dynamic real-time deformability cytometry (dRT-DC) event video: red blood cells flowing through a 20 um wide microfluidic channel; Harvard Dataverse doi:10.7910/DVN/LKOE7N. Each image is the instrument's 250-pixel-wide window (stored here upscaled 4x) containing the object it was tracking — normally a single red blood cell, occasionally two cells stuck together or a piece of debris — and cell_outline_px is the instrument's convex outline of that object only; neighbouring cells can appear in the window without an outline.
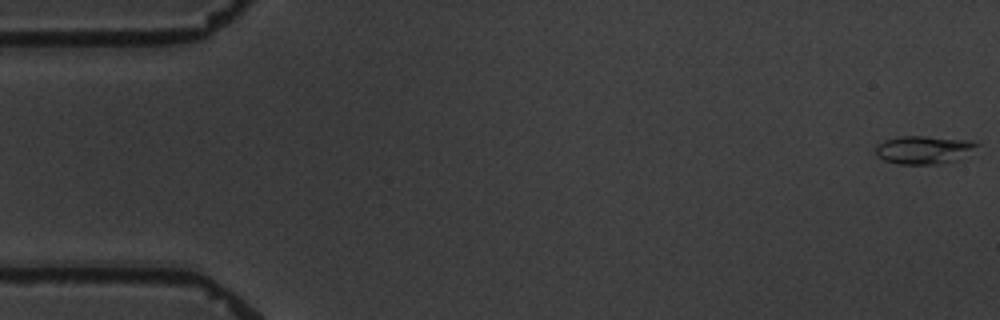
{"species": "common noctule bat (a hibernating species)", "species_latin": "Nyctalus noctula", "temperature_condition": "warm", "stored_images_in_passage": 7, "camera_frame_rate_fps": 3000, "um_per_image_px": 0.085, "animal": {"sex": "male", "body_mass_g": 19.5, "forearm_length_mm": 54.6}, "frame": {"image": 1, "passage_image": 1, "time_ms": 0.0, "image_size_px": [1000, 320], "cell_outline_px": [[980, 144], [952, 160], [936, 164], [896, 164], [884, 160], [876, 152], [876, 144], [884, 140], [900, 136], [928, 136], [976, 140]], "centroid_in_image_um": [78.46, 12.7], "position_along_channel_um": 6.5, "area_um2": 16.3}}
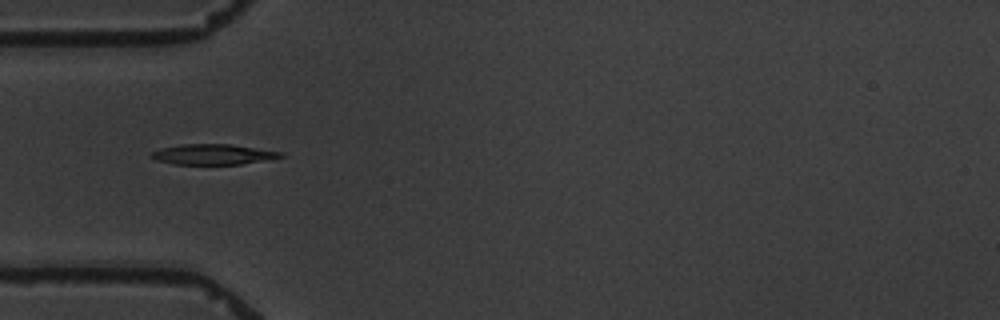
{"frame": {"image": 2, "passage_image": 5, "time_ms": 5.667, "image_size_px": [1000, 320], "cell_outline_px": [[284, 156], [240, 164], [172, 164], [156, 160], [148, 156], [152, 152], [164, 148], [180, 144], [228, 144], [284, 152]], "centroid_in_image_um": [18.07, 13.12], "position_along_channel_um": 66.9, "area_um2": 15.14}}
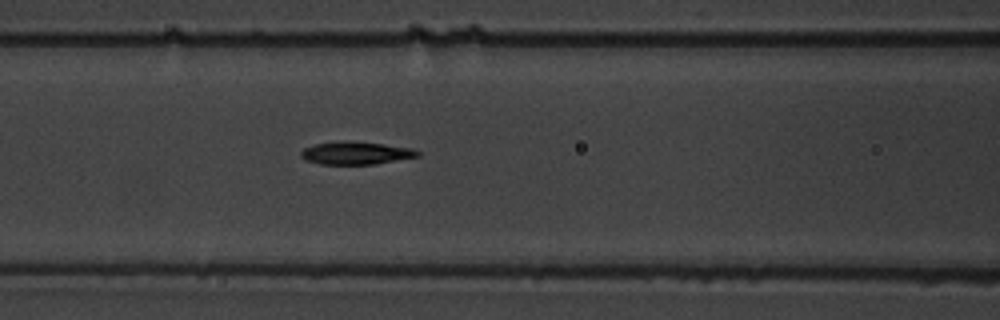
{"frame": {"image": 3, "passage_image": 7, "time_ms": 7.667, "image_size_px": [1000, 320], "cell_outline_px": [[420, 156], [376, 164], [320, 164], [304, 160], [300, 156], [300, 152], [304, 148], [312, 144], [344, 140], [384, 144], [412, 148], [420, 152]], "centroid_in_image_um": [30.22, 13.0], "position_along_channel_um": 136.4, "area_um2": 15.66}}